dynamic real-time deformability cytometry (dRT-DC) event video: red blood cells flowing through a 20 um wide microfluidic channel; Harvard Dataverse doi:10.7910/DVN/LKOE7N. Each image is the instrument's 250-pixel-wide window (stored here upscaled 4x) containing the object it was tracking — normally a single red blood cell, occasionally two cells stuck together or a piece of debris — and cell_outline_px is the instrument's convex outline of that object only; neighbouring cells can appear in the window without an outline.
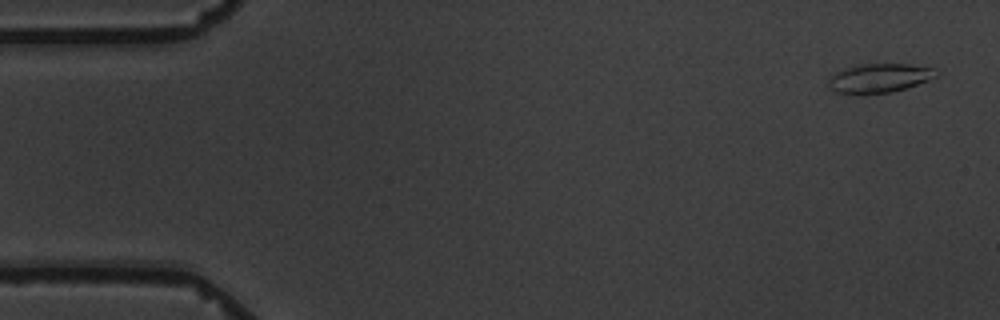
{"species": "common noctule bat (a hibernating species)", "species_latin": "Nyctalus noctula", "temperature_condition": "warm", "stored_images_in_passage": 5, "camera_frame_rate_fps": 3000, "um_per_image_px": 0.085, "animal": {"sex": "male", "body_mass_g": 19.5, "forearm_length_mm": 54.6}, "frame": {"image": 1, "passage_image": 1, "time_ms": 0.0, "image_size_px": [1000, 320], "cell_outline_px": [[940, 76], [892, 92], [864, 96], [856, 96], [836, 92], [828, 88], [828, 76], [844, 68], [864, 64], [908, 64], [936, 68], [940, 72]], "centroid_in_image_um": [74.71, 6.67], "position_along_channel_um": 10.3, "area_um2": 18.9}}
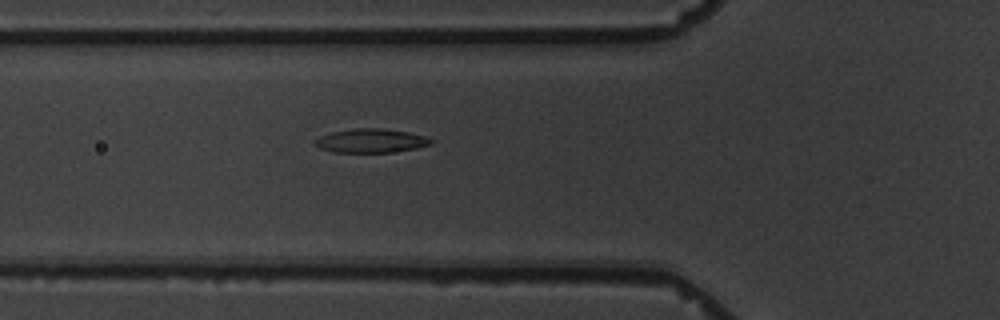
{"frame": {"image": 2, "passage_image": 5, "time_ms": 6.0, "image_size_px": [1000, 320], "cell_outline_px": [[432, 144], [416, 148], [388, 152], [332, 152], [320, 148], [312, 140], [320, 136], [332, 132], [356, 128], [380, 128], [408, 132], [424, 136], [432, 140]], "centroid_in_image_um": [31.5, 11.96], "position_along_channel_um": 94.3, "area_um2": 15.95}}